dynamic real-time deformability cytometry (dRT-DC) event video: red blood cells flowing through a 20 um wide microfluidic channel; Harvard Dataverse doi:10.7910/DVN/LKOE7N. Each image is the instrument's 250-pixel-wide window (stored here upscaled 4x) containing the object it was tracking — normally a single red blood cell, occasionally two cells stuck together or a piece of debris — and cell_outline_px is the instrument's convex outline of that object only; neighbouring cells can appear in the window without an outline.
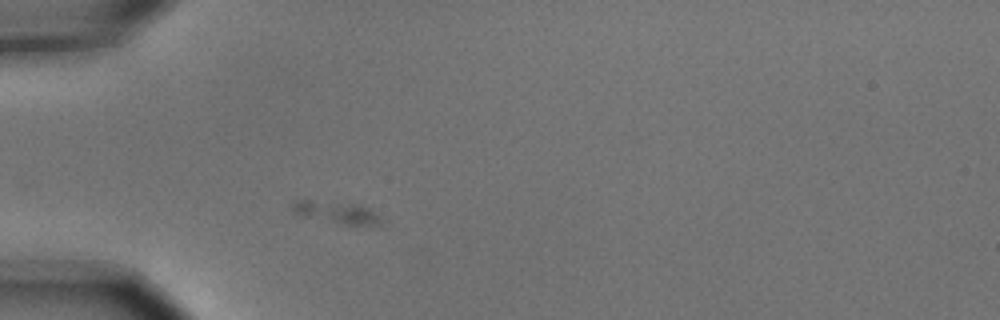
{"species": "common noctule bat (a hibernating species)", "species_latin": "Nyctalus noctula", "temperature_condition": "cold", "stored_images_in_passage": 4, "camera_frame_rate_fps": 3000, "um_per_image_px": 0.085, "animal": {"sex": "male", "body_mass_g": 15.6}, "frame": {"image": 1, "passage_image": 3, "time_ms": 0.667, "image_size_px": [1000, 320], "cell_outline_px": [[380, 224], [344, 224], [300, 216], [292, 208], [292, 204], [296, 200], [308, 200], [352, 204], [368, 208], [380, 220]], "centroid_in_image_um": [28.5, 18.05], "position_along_channel_um": 56.5, "area_um2": 10.69}}